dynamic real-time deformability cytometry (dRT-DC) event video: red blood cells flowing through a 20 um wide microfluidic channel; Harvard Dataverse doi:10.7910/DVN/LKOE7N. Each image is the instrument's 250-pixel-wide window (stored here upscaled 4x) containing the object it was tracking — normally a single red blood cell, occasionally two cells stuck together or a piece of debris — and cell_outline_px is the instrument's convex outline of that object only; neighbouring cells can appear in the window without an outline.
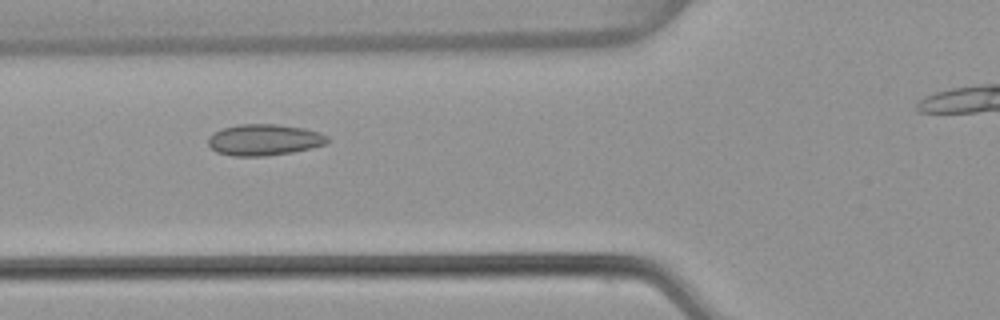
{"species": "common noctule bat (a hibernating species)", "species_latin": "Nyctalus noctula", "temperature_condition": "warm", "stored_images_in_passage": 43, "camera_frame_rate_fps": 3000, "um_per_image_px": 0.085, "animal": {"sex": "female", "body_mass_g": 22.7, "forearm_length_mm": 54.2}, "frame": {"image": 1, "passage_image": 16, "time_ms": 5.0, "image_size_px": [1000, 320], "cell_outline_px": [[328, 140], [324, 144], [292, 152], [264, 156], [232, 156], [216, 152], [208, 144], [208, 136], [212, 132], [224, 128], [240, 124], [276, 124], [304, 128], [320, 132], [328, 136]], "centroid_in_image_um": [22.41, 11.88], "position_along_channel_um": 103.4, "area_um2": 21.68}}
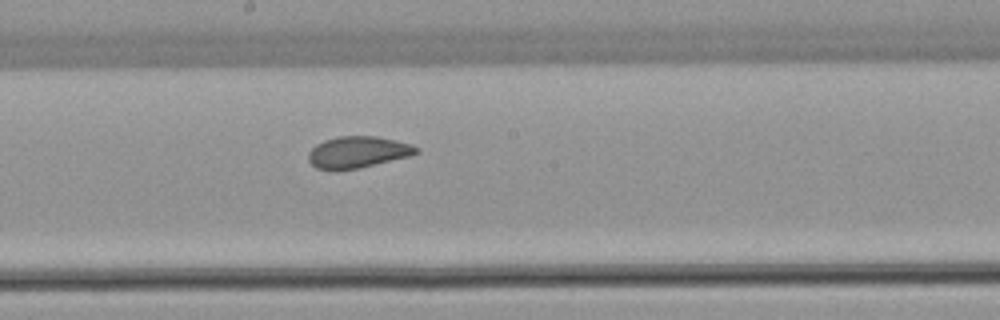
{"frame": {"image": 2, "passage_image": 25, "time_ms": 8.0, "image_size_px": [1000, 320], "cell_outline_px": [[420, 152], [412, 156], [360, 168], [336, 172], [316, 168], [308, 160], [308, 152], [316, 144], [324, 140], [340, 136], [376, 136], [412, 144], [420, 148]], "centroid_in_image_um": [30.42, 12.96], "position_along_channel_um": 217.8, "area_um2": 20.35}}
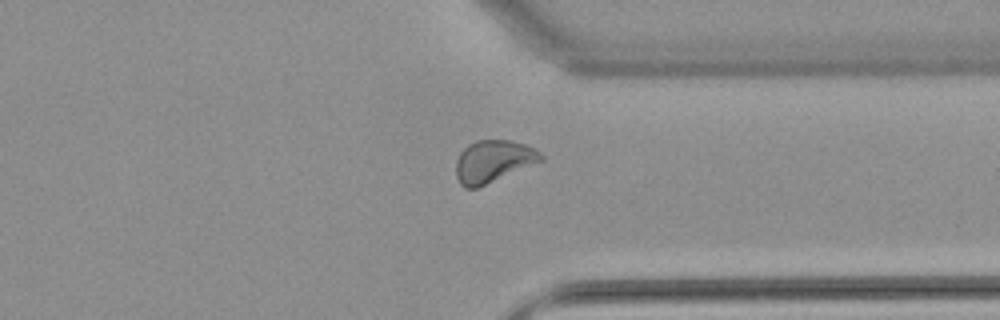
{"frame": {"image": 3, "passage_image": 37, "time_ms": 12.0, "image_size_px": [1000, 320], "cell_outline_px": [[544, 160], [476, 188], [464, 188], [460, 184], [456, 176], [456, 160], [460, 152], [468, 144], [476, 140], [508, 140], [524, 144], [540, 152], [544, 156]], "centroid_in_image_um": [41.9, 13.7], "position_along_channel_um": 369.5, "area_um2": 20.75}, "authors_computed_cell_mechanics": {"area_um2": 20.4612, "velocity_mm_per_s": 3.8139, "shape_relaxation_time_tau1_ms": 8.2232, "shape_relaxation_time_tau2_ms": 1.225, "deformation_change_tau1": 0.1304, "deformation_change_tau2": 0.0517}}